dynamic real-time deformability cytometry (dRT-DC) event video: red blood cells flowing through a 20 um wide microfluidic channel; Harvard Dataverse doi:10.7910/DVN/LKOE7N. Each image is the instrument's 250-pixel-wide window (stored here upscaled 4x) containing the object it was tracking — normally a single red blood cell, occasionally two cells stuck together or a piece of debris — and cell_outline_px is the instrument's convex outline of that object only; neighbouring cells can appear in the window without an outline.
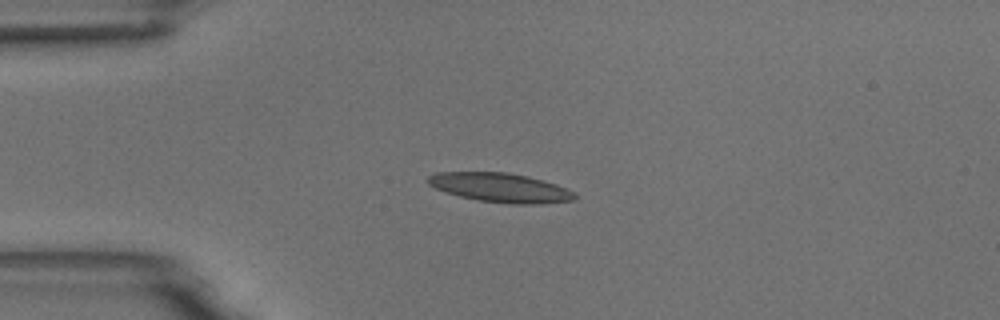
{"species": "common noctule bat (a hibernating species)", "species_latin": "Nyctalus noctula", "temperature_condition": "room temperature", "stored_images_in_passage": 10, "camera_frame_rate_fps": 3000, "um_per_image_px": 0.085, "animal": {"sex": "male", "body_mass_g": 18.8}, "frame": {"image": 1, "passage_image": 4, "time_ms": 4.0, "image_size_px": [1000, 320], "cell_outline_px": [[576, 200], [540, 204], [508, 204], [480, 200], [460, 196], [436, 188], [428, 184], [424, 180], [428, 176], [436, 172], [508, 172], [528, 176], [556, 184], [572, 192], [576, 196]], "centroid_in_image_um": [42.51, 15.94], "position_along_channel_um": 42.5, "area_um2": 24.91}}
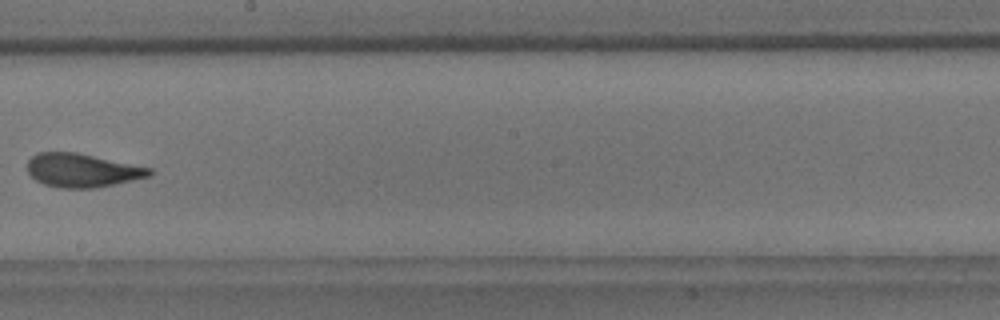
{"frame": {"image": 2, "passage_image": 9, "time_ms": 10.0, "image_size_px": [1000, 320], "cell_outline_px": [[152, 176], [96, 188], [60, 188], [44, 184], [36, 180], [28, 172], [28, 160], [36, 152], [76, 152], [152, 168]], "centroid_in_image_um": [6.99, 14.48], "position_along_channel_um": 241.2, "area_um2": 23.93}}